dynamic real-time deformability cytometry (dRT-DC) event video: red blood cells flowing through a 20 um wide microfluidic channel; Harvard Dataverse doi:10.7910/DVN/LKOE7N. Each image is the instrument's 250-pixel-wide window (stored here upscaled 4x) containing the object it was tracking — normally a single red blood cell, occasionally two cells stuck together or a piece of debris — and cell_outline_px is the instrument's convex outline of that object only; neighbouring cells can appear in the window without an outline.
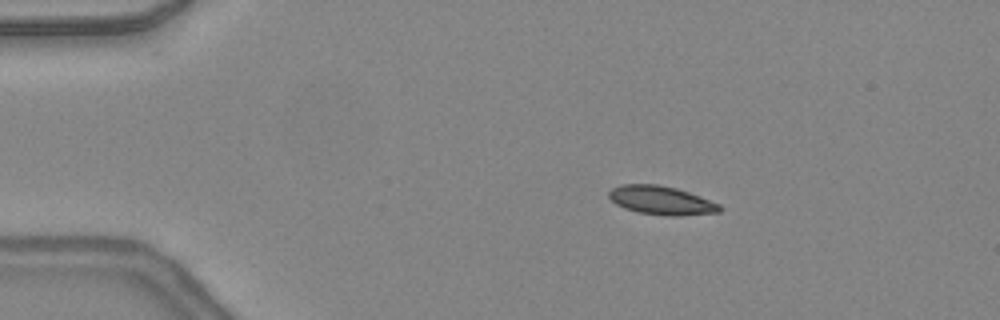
{"species": "common noctule bat (a hibernating species)", "species_latin": "Nyctalus noctula", "temperature_condition": "warm", "stored_images_in_passage": 41, "camera_frame_rate_fps": 3000, "um_per_image_px": 0.085, "animal": {"sex": "female", "body_mass_g": 24.6, "forearm_length_mm": 56.2}, "frame": {"image": 1, "passage_image": 2, "time_ms": 0.333, "image_size_px": [1000, 320], "cell_outline_px": [[724, 208], [720, 212], [680, 216], [668, 216], [636, 212], [624, 208], [616, 204], [608, 196], [608, 192], [612, 188], [620, 184], [656, 184], [676, 188], [700, 196], [720, 204]], "centroid_in_image_um": [56.22, 17.04], "position_along_channel_um": 28.8, "area_um2": 18.67}}
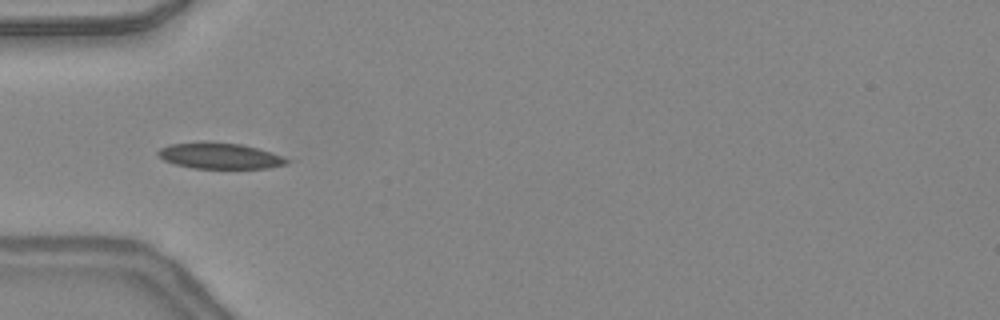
{"frame": {"image": 2, "passage_image": 9, "time_ms": 2.667, "image_size_px": [1000, 320], "cell_outline_px": [[292, 160], [288, 164], [268, 168], [192, 168], [176, 164], [164, 160], [156, 152], [160, 148], [172, 144], [204, 140], [208, 140], [240, 144], [272, 152], [284, 156]], "centroid_in_image_um": [18.72, 13.23], "position_along_channel_um": 66.3, "area_um2": 19.77}}
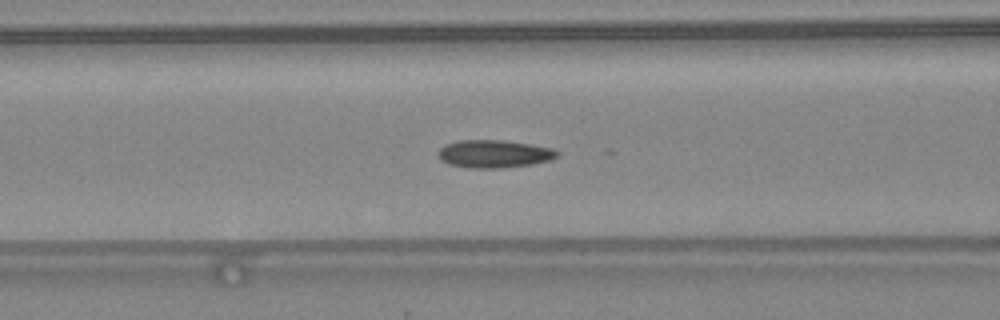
{"frame": {"image": 3, "passage_image": 13, "time_ms": 4.0, "image_size_px": [1000, 320], "cell_outline_px": [[560, 156], [552, 160], [532, 164], [500, 168], [468, 168], [448, 164], [440, 160], [436, 152], [444, 144], [460, 140], [504, 140], [532, 144], [552, 148], [560, 152]], "centroid_in_image_um": [42.0, 13.07], "position_along_channel_um": 124.6, "area_um2": 19.65}, "authors_computed_cell_mechanics": {"area_um2": 18.4382, "velocity_mm_per_s": 4.3861, "shape_relaxation_time_tau1_ms": 7.7597, "shape_relaxation_time_tau2_ms": 2.1573, "deformation_change_tau1": 0.1621, "deformation_change_tau2": 0.0734}}